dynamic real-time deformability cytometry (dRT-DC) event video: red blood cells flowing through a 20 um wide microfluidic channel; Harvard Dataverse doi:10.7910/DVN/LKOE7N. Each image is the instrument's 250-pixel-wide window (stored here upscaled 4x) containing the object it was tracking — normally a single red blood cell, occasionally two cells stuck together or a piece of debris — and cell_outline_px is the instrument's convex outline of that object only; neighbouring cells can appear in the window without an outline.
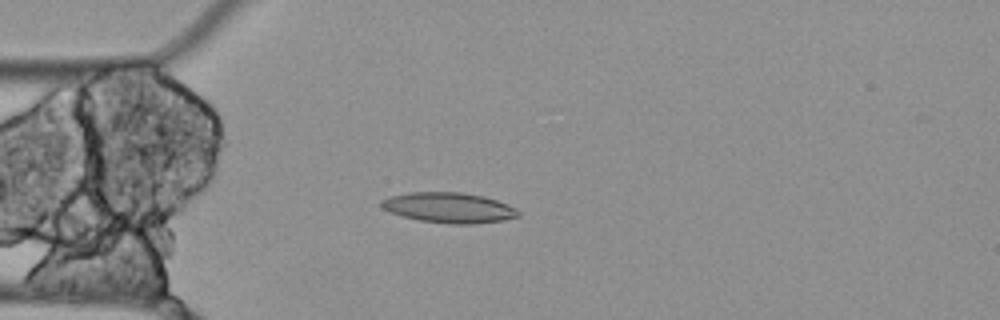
{"species": "Egyptian fruit bat (a non-hibernating species)", "species_latin": "Rousettus aegyptiacus", "temperature_condition": "cold", "stored_images_in_passage": 5, "camera_frame_rate_fps": 3000, "um_per_image_px": 0.085, "animal": {"sex": "female"}, "frame": {"image": 1, "passage_image": 4, "time_ms": 1.0, "image_size_px": [1000, 320], "cell_outline_px": [[520, 216], [504, 220], [472, 224], [452, 224], [420, 220], [404, 216], [392, 212], [384, 208], [380, 204], [380, 200], [388, 196], [408, 192], [460, 192], [484, 196], [508, 204], [516, 208], [520, 212]], "centroid_in_image_um": [38.18, 17.64], "position_along_channel_um": 46.8, "area_um2": 24.16}}